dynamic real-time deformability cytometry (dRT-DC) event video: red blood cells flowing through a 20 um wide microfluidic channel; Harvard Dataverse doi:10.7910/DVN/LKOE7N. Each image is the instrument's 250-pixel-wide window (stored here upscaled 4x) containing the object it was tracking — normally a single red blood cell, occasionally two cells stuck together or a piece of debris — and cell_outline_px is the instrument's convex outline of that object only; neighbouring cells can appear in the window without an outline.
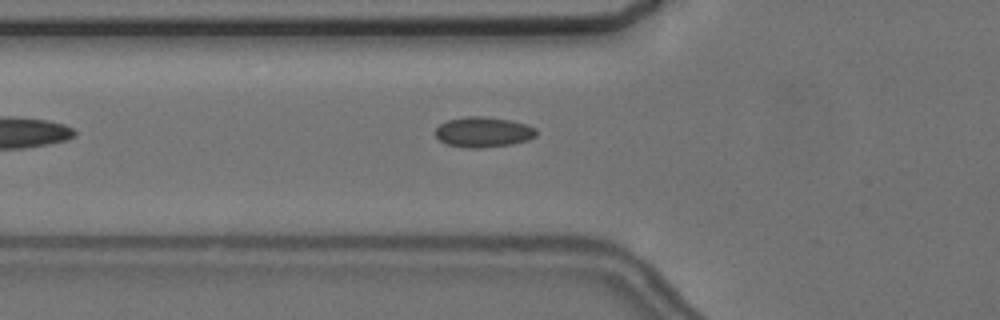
{"species": "common noctule bat (a hibernating species)", "species_latin": "Nyctalus noctula", "temperature_condition": "cold", "stored_images_in_passage": 26, "camera_frame_rate_fps": 3000, "um_per_image_px": 0.085, "animal": {"sex": "female", "body_mass_g": 24.6, "forearm_length_mm": 56.2}, "frame": {"image": 1, "passage_image": 5, "time_ms": 1.333, "image_size_px": [1000, 320], "cell_outline_px": [[536, 136], [528, 140], [512, 144], [480, 148], [468, 148], [448, 144], [440, 140], [436, 136], [436, 128], [440, 124], [448, 120], [468, 116], [480, 116], [512, 120], [528, 124], [536, 128]], "centroid_in_image_um": [41.12, 11.22], "position_along_channel_um": 84.7, "area_um2": 17.8}}
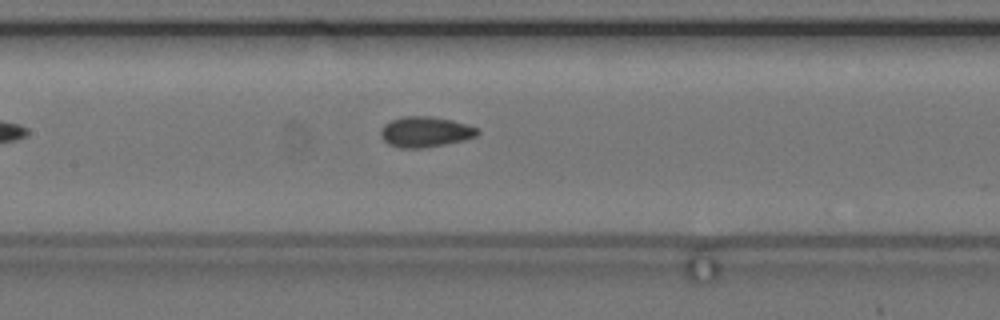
{"frame": {"image": 2, "passage_image": 12, "time_ms": 3.667, "image_size_px": [1000, 320], "cell_outline_px": [[480, 132], [476, 136], [464, 140], [424, 148], [400, 148], [388, 144], [380, 136], [380, 128], [384, 124], [392, 120], [404, 116], [432, 116], [452, 120], [468, 124], [480, 128]], "centroid_in_image_um": [36.16, 11.2], "position_along_channel_um": 171.2, "area_um2": 17.4}}